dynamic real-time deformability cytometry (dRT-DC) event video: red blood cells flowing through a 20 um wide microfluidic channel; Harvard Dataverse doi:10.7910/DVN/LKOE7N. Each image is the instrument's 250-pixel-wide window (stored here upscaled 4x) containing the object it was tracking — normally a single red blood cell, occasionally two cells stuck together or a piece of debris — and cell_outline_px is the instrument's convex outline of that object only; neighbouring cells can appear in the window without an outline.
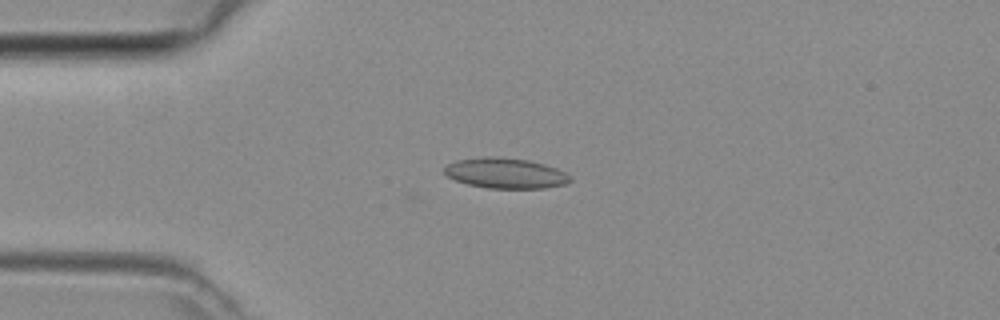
{"species": "common noctule bat (a hibernating species)", "species_latin": "Nyctalus noctula", "temperature_condition": "room temperature", "stored_images_in_passage": 39, "camera_frame_rate_fps": 3000, "um_per_image_px": 0.085, "animal": {"sex": "female", "body_mass_g": 29.2, "forearm_length_mm": 56.3}, "frame": {"image": 1, "passage_image": 4, "time_ms": 1.0, "image_size_px": [1000, 320], "cell_outline_px": [[572, 180], [564, 184], [544, 188], [488, 188], [468, 184], [456, 180], [448, 176], [444, 172], [444, 168], [448, 164], [456, 160], [484, 156], [500, 156], [528, 160], [544, 164], [556, 168], [572, 176]], "centroid_in_image_um": [42.97, 14.71], "position_along_channel_um": 42.0, "area_um2": 22.31}}
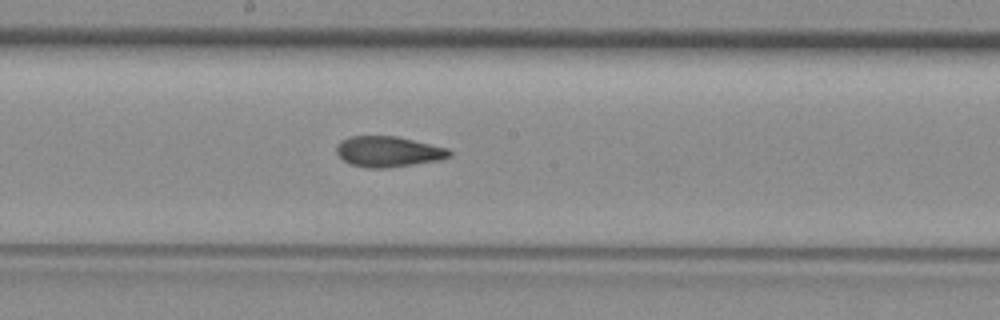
{"frame": {"image": 2, "passage_image": 17, "time_ms": 5.333, "image_size_px": [1000, 320], "cell_outline_px": [[452, 156], [440, 160], [388, 168], [368, 168], [352, 164], [344, 160], [336, 152], [336, 148], [340, 140], [352, 136], [396, 136], [448, 148], [452, 152]], "centroid_in_image_um": [33.03, 12.89], "position_along_channel_um": 215.2, "area_um2": 20.11}}
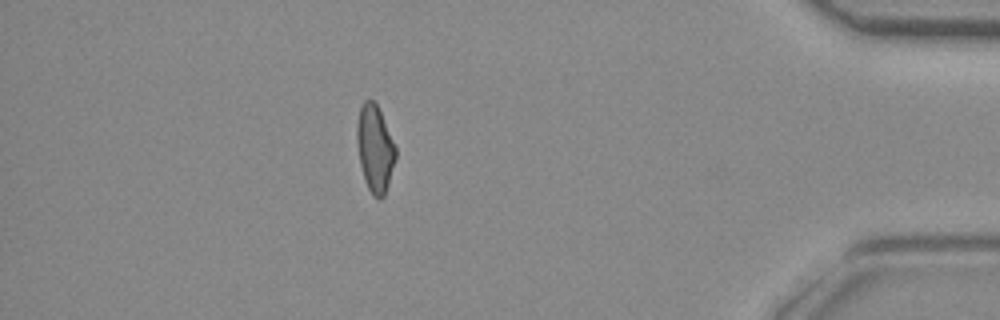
{"frame": {"image": 3, "passage_image": 33, "time_ms": 10.667, "image_size_px": [1000, 320], "cell_outline_px": [[396, 156], [388, 184], [384, 196], [380, 200], [372, 196], [364, 180], [360, 164], [356, 140], [356, 128], [360, 108], [364, 100], [372, 100], [376, 104], [380, 112], [396, 148]], "centroid_in_image_um": [31.85, 12.67], "position_along_channel_um": 403.4, "area_um2": 19.42}}